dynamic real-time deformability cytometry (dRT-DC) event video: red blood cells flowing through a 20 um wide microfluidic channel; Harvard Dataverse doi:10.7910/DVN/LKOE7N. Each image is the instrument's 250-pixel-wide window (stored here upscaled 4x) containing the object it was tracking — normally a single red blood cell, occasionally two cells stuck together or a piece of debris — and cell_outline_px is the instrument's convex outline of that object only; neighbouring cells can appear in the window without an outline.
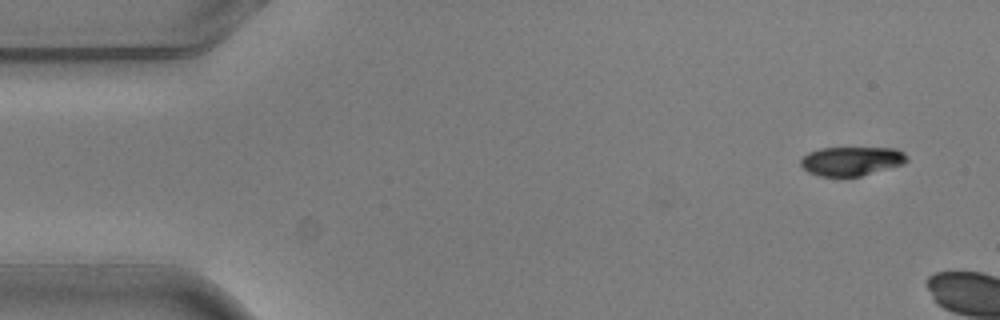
{"species": "common noctule bat (a hibernating species)", "species_latin": "Nyctalus noctula", "temperature_condition": "warm", "stored_images_in_passage": 2, "camera_frame_rate_fps": 3000, "um_per_image_px": 0.085, "animal": {"sex": "male", "body_mass_g": 20.5, "forearm_length_mm": 52.5}, "frame": {"image": 1, "passage_image": 1, "time_ms": 0.0, "image_size_px": [1000, 320], "cell_outline_px": [[908, 160], [904, 164], [860, 176], [820, 176], [808, 172], [800, 164], [800, 160], [808, 152], [820, 148], [896, 148], [904, 152], [908, 156]], "centroid_in_image_um": [72.39, 13.68], "position_along_channel_um": 12.6, "area_um2": 17.98}}